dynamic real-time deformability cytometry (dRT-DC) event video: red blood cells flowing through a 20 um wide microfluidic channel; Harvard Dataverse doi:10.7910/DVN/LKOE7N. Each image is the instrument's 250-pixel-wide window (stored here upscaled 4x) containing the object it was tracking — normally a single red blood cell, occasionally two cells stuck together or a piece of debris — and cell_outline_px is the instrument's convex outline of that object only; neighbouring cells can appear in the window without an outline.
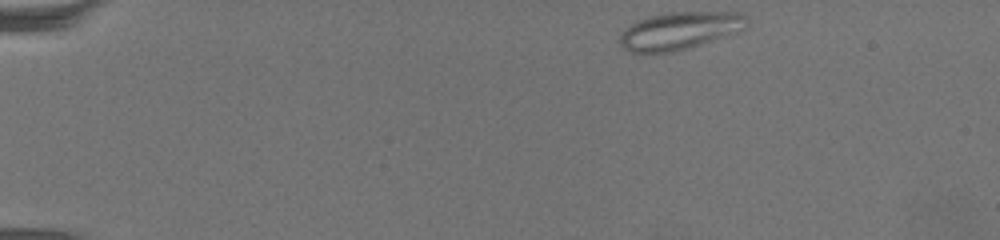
{"species": "common noctule bat (a hibernating species)", "species_latin": "Nyctalus noctula", "temperature_condition": "warm", "stored_images_in_passage": 57, "camera_frame_rate_fps": 3000, "um_per_image_px": 0.085, "animal": {"sex": "female", "body_mass_g": 19.5, "forearm_length_mm": 54.1}, "frame": {"image": 1, "passage_image": 1, "time_ms": 0.0, "image_size_px": [1000, 240], "cell_outline_px": [[748, 28], [688, 48], [672, 52], [628, 52], [620, 44], [620, 36], [632, 24], [640, 20], [652, 16], [672, 12], [744, 12], [748, 16]], "centroid_in_image_um": [57.86, 2.6], "position_along_channel_um": 27.1, "area_um2": 27.46}}
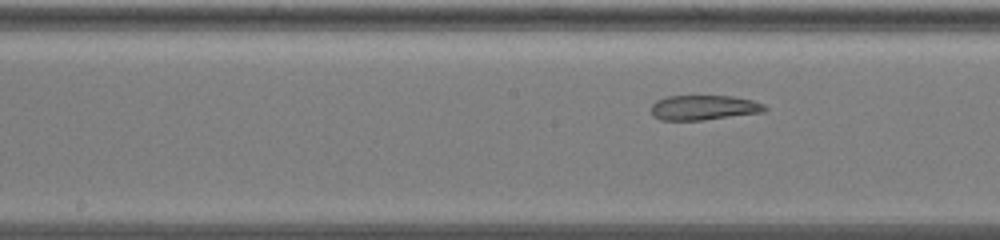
{"frame": {"image": 2, "passage_image": 26, "time_ms": 8.333, "image_size_px": [1000, 240], "cell_outline_px": [[768, 108], [764, 112], [704, 120], [660, 120], [652, 116], [652, 104], [656, 100], [668, 96], [732, 96], [752, 100], [764, 104]], "centroid_in_image_um": [59.82, 9.15], "position_along_channel_um": 188.4, "area_um2": 16.53}}
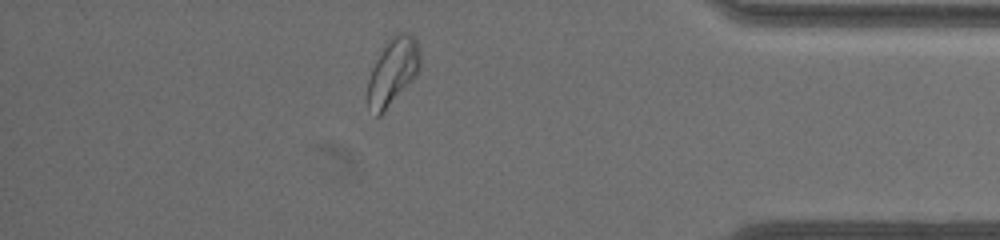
{"frame": {"image": 3, "passage_image": 49, "time_ms": 16.0, "image_size_px": [1000, 240], "cell_outline_px": [[420, 68], [416, 76], [380, 116], [376, 116], [368, 108], [368, 80], [372, 68], [380, 52], [388, 40], [396, 32], [408, 32], [416, 40], [420, 52]], "centroid_in_image_um": [33.39, 6.07], "position_along_channel_um": 401.8, "area_um2": 20.35}, "authors_computed_cell_mechanics": {"area_um2": 19.7098, "velocity_mm_per_s": 3.1502, "shape_relaxation_time_tau1_ms": null, "shape_relaxation_time_tau2_ms": 3.7607, "deformation_change_tau1": null, "deformation_change_tau2": 0.0965}}